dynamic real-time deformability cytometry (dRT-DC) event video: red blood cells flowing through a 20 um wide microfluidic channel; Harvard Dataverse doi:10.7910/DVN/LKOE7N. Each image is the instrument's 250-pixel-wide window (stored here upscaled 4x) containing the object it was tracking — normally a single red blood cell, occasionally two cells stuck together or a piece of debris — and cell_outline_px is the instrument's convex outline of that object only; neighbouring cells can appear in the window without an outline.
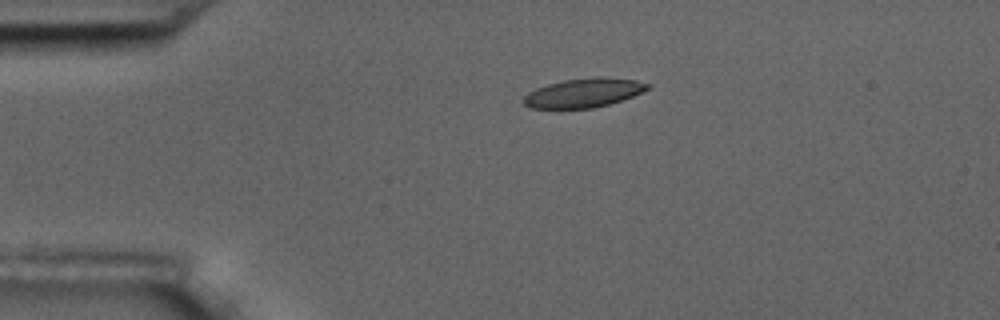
{"species": "common noctule bat (a hibernating species)", "species_latin": "Nyctalus noctula", "temperature_condition": "room temperature", "stored_images_in_passage": 15, "camera_frame_rate_fps": 3000, "um_per_image_px": 0.085, "animal": {"sex": "male", "body_mass_g": 17.5, "forearm_length_mm": 52.3}, "frame": {"image": 1, "passage_image": 3, "time_ms": 3.333, "image_size_px": [1000, 320], "cell_outline_px": [[652, 84], [648, 88], [632, 96], [608, 104], [592, 108], [532, 108], [524, 104], [524, 96], [528, 92], [536, 88], [548, 84], [564, 80], [596, 76], [604, 76], [636, 80]], "centroid_in_image_um": [49.61, 7.87], "position_along_channel_um": 35.4, "area_um2": 20.87}}
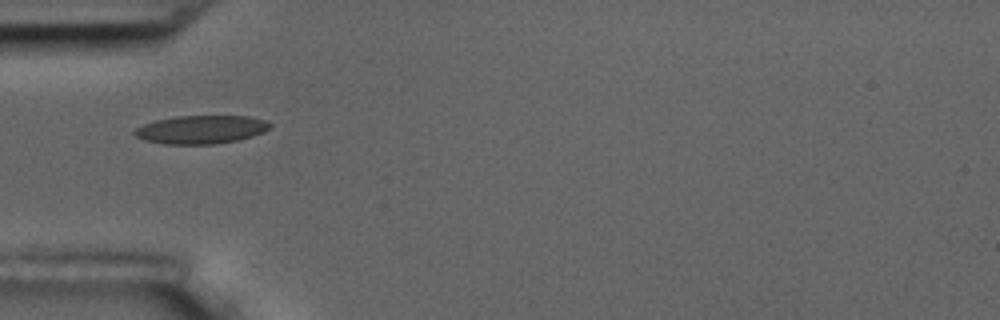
{"frame": {"image": 2, "passage_image": 5, "time_ms": 5.333, "image_size_px": [1000, 320], "cell_outline_px": [[272, 128], [264, 132], [252, 136], [236, 140], [216, 144], [164, 144], [144, 140], [136, 136], [132, 132], [136, 128], [144, 124], [156, 120], [176, 116], [248, 116], [268, 120], [272, 124]], "centroid_in_image_um": [17.13, 11.01], "position_along_channel_um": 67.9, "area_um2": 22.48}}
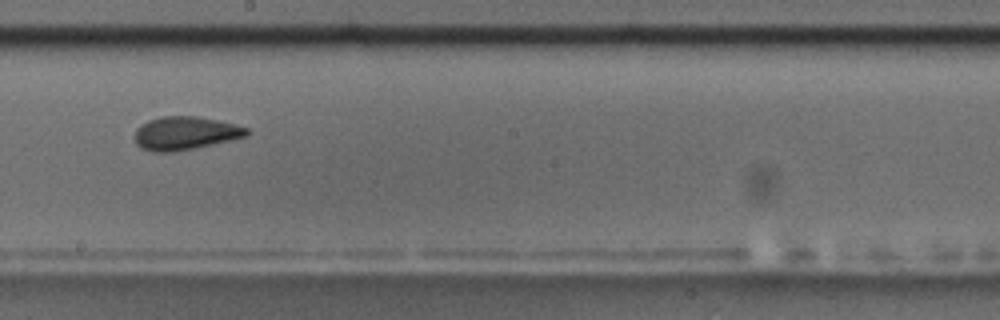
{"frame": {"image": 3, "passage_image": 9, "time_ms": 10.0, "image_size_px": [1000, 320], "cell_outline_px": [[252, 132], [248, 136], [232, 140], [176, 152], [152, 152], [140, 148], [136, 144], [132, 136], [136, 128], [140, 124], [148, 120], [164, 116], [196, 116], [216, 120], [248, 128]], "centroid_in_image_um": [15.7, 11.34], "position_along_channel_um": 232.5, "area_um2": 22.08}, "authors_computed_cell_mechanics": {"area_um2": 21.097, "velocity_mm_per_s": 3.5312, "shape_relaxation_time_tau1_ms": 6.6576, "shape_relaxation_time_tau2_ms": 1.5888, "deformation_change_tau1": 0.1809, "deformation_change_tau2": 0.0595}}